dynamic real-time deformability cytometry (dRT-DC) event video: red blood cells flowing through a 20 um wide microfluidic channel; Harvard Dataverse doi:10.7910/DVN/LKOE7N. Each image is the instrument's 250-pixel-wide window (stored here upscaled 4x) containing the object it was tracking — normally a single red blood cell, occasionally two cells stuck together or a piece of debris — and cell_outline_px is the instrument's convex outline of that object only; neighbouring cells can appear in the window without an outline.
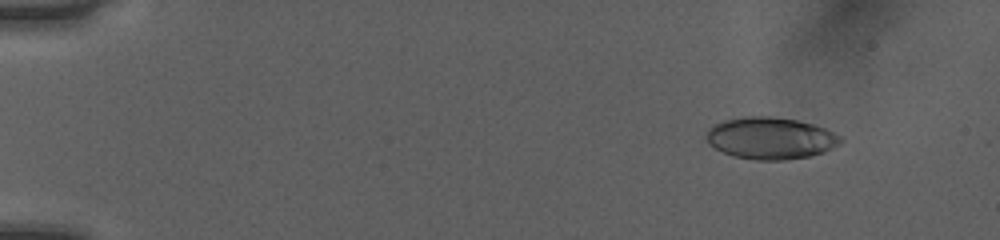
{"species": "human", "species_latin": "Homo sapiens", "temperature_condition": "room temperature", "stored_images_in_passage": 51, "camera_frame_rate_fps": 3000, "um_per_image_px": 0.085, "donor": {"sex": "female"}, "frame": {"image": 1, "passage_image": 6, "time_ms": 1.667, "image_size_px": [1000, 240], "cell_outline_px": [[844, 140], [840, 144], [824, 152], [808, 156], [784, 160], [756, 160], [736, 156], [724, 152], [708, 144], [704, 136], [708, 128], [712, 124], [724, 120], [744, 116], [772, 116], [796, 120], [812, 124], [824, 128], [840, 136]], "centroid_in_image_um": [65.46, 11.73], "position_along_channel_um": 19.5, "area_um2": 32.83}}
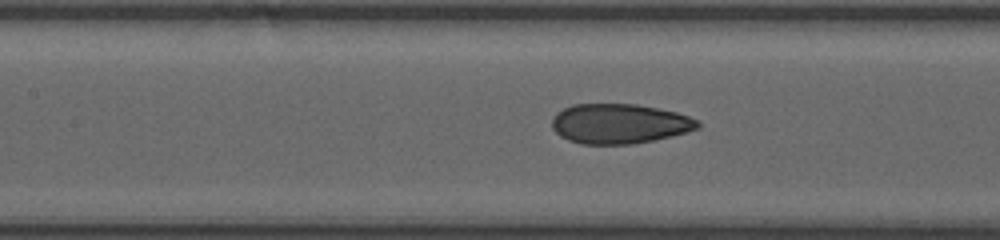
{"frame": {"image": 2, "passage_image": 25, "time_ms": 8.0, "image_size_px": [1000, 240], "cell_outline_px": [[700, 128], [652, 140], [632, 144], [584, 144], [568, 140], [560, 136], [552, 128], [552, 120], [556, 112], [572, 104], [636, 104], [676, 112], [688, 116], [696, 120], [700, 124]], "centroid_in_image_um": [52.6, 10.51], "position_along_channel_um": 154.8, "area_um2": 33.58}}
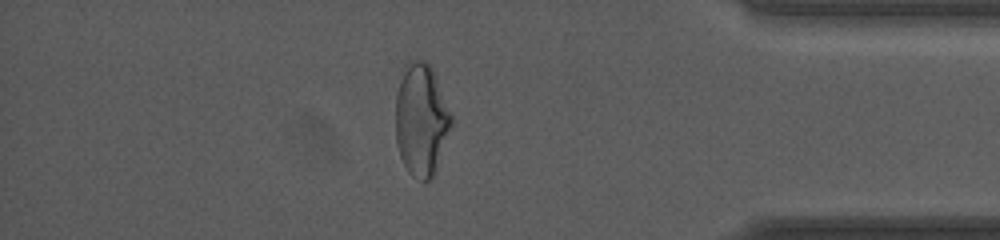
{"frame": {"image": 3, "passage_image": 45, "time_ms": 14.667, "image_size_px": [1000, 240], "cell_outline_px": [[452, 124], [436, 172], [432, 180], [424, 184], [412, 176], [408, 172], [400, 156], [396, 140], [396, 96], [404, 64], [408, 60], [424, 60], [432, 68], [436, 76], [452, 116]], "centroid_in_image_um": [35.81, 10.22], "position_along_channel_um": 399.4, "area_um2": 36.88}, "authors_computed_cell_mechanics": {"area_um2": 33.5818, "velocity_mm_per_s": 4.0563, "shape_relaxation_time_tau1_ms": 10.4794, "shape_relaxation_time_tau2_ms": 1.1885, "deformation_change_tau1": 0.2658, "deformation_change_tau2": 0.0765}}